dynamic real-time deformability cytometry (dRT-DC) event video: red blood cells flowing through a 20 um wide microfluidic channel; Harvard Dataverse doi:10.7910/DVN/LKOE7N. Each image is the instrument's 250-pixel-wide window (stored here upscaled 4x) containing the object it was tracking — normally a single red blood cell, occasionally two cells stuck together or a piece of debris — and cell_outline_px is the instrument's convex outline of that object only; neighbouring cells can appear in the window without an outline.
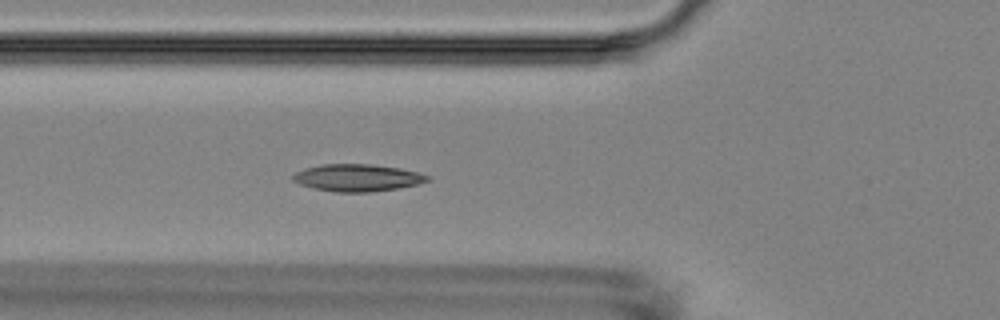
{"species": "Egyptian fruit bat (a non-hibernating species)", "species_latin": "Rousettus aegyptiacus", "temperature_condition": "room temperature", "stored_images_in_passage": 4, "camera_frame_rate_fps": 3000, "um_per_image_px": 0.085, "animal": {"sex": "female"}, "frame": {"image": 1, "passage_image": 4, "time_ms": 4.333, "image_size_px": [1000, 320], "cell_outline_px": [[432, 180], [400, 188], [368, 192], [336, 192], [312, 188], [300, 184], [292, 180], [292, 176], [296, 172], [304, 168], [320, 164], [368, 164], [400, 168], [420, 172], [432, 176]], "centroid_in_image_um": [30.4, 15.1], "position_along_channel_um": 95.4, "area_um2": 21.5}}